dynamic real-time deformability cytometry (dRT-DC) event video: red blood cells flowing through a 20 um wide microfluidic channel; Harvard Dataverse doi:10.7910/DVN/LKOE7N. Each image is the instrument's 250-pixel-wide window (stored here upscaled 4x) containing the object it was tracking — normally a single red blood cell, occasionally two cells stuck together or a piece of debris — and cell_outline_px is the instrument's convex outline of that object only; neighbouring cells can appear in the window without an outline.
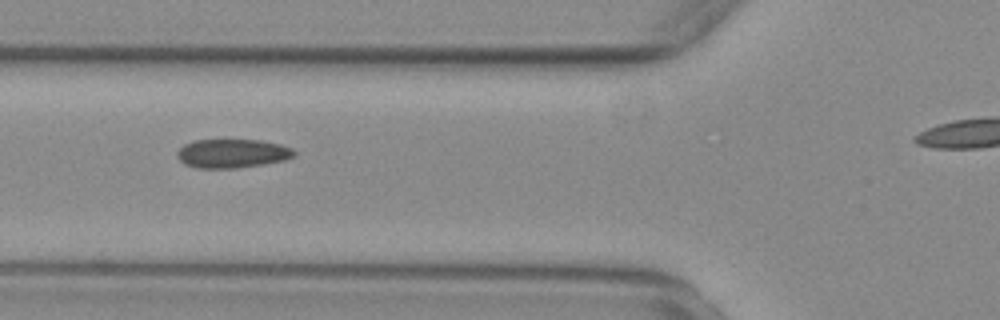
{"species": "common noctule bat (a hibernating species)", "species_latin": "Nyctalus noctula", "temperature_condition": "warm", "stored_images_in_passage": 22, "camera_frame_rate_fps": 3000, "um_per_image_px": 0.085, "animal": {"sex": "female", "body_mass_g": 29.2, "forearm_length_mm": 56.3}, "frame": {"image": 1, "passage_image": 4, "time_ms": 1.0, "image_size_px": [1000, 320], "cell_outline_px": [[296, 152], [292, 156], [284, 160], [264, 164], [236, 168], [196, 168], [184, 164], [176, 156], [176, 152], [184, 144], [196, 140], [260, 140], [280, 144], [292, 148]], "centroid_in_image_um": [19.71, 13.04], "position_along_channel_um": 106.1, "area_um2": 19.65}}
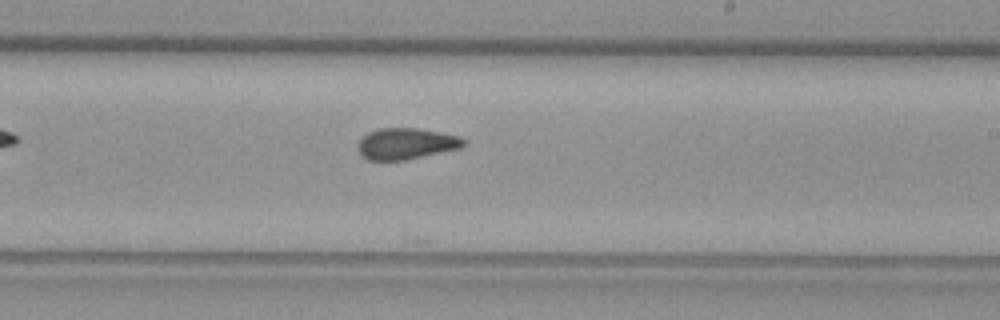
{"frame": {"image": 2, "passage_image": 16, "time_ms": 5.0, "image_size_px": [1000, 320], "cell_outline_px": [[468, 144], [460, 148], [404, 160], [368, 160], [360, 156], [356, 148], [360, 140], [368, 132], [380, 128], [416, 128], [440, 132], [460, 136], [468, 140]], "centroid_in_image_um": [34.53, 12.21], "position_along_channel_um": 254.5, "area_um2": 19.42}}
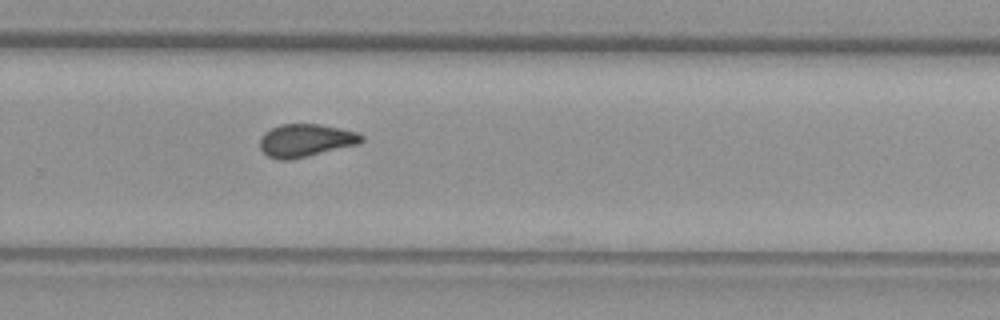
{"frame": {"image": 3, "passage_image": 20, "time_ms": 6.333, "image_size_px": [1000, 320], "cell_outline_px": [[364, 140], [360, 144], [288, 160], [276, 160], [268, 156], [260, 148], [260, 136], [264, 132], [280, 124], [320, 124], [340, 128], [356, 132], [364, 136]], "centroid_in_image_um": [25.98, 11.93], "position_along_channel_um": 303.8, "area_um2": 19.48}}